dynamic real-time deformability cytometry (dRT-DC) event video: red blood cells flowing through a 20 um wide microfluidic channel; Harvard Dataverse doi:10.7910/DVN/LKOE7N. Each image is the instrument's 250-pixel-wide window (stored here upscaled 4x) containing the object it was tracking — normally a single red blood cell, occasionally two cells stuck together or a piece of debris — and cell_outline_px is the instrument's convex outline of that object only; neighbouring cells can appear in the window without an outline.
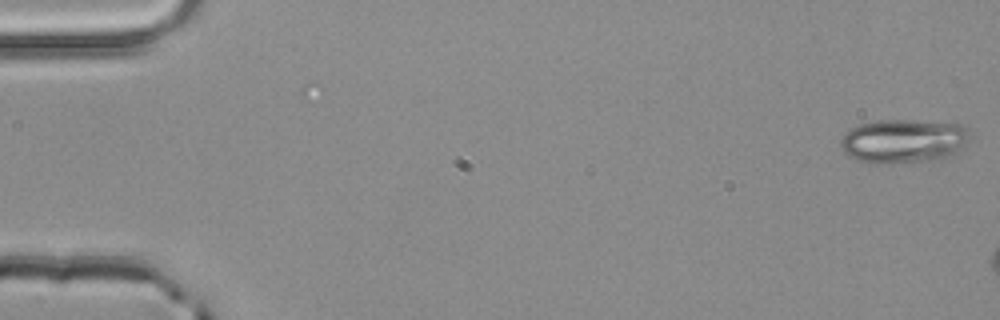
{"species": "common noctule bat (a hibernating species)", "species_latin": "Nyctalus noctula", "temperature_condition": "room temperature", "stored_images_in_passage": 11, "camera_frame_rate_fps": 3000, "um_per_image_px": 0.085, "animal": {"sex": "male", "body_mass_g": 20.4}, "frame": {"image": 1, "passage_image": 1, "time_ms": 0.0, "image_size_px": [1000, 320], "cell_outline_px": [[968, 136], [964, 144], [940, 160], [888, 164], [876, 164], [856, 160], [848, 156], [840, 148], [840, 140], [852, 128], [860, 124], [876, 120], [912, 120], [960, 124], [968, 128]], "centroid_in_image_um": [76.73, 12.0], "position_along_channel_um": 8.3, "area_um2": 33.0}}